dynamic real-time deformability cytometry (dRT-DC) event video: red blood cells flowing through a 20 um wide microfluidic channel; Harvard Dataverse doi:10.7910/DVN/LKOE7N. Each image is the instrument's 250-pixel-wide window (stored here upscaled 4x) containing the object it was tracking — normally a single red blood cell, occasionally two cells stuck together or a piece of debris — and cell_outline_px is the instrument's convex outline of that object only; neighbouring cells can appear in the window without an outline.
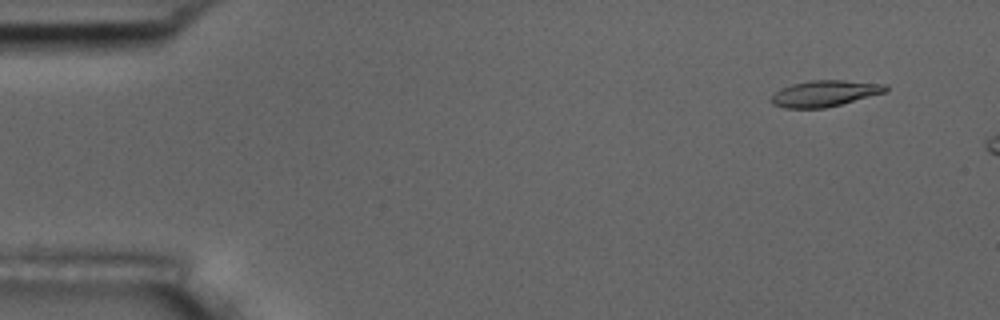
{"species": "common noctule bat (a hibernating species)", "species_latin": "Nyctalus noctula", "temperature_condition": "room temperature", "stored_images_in_passage": 4, "camera_frame_rate_fps": 3000, "um_per_image_px": 0.085, "animal": {"sex": "male", "body_mass_g": 17.5, "forearm_length_mm": 52.3}, "frame": {"image": 1, "passage_image": 2, "time_ms": 1.333, "image_size_px": [1000, 320], "cell_outline_px": [[888, 88], [884, 92], [840, 104], [824, 108], [784, 108], [772, 104], [772, 96], [780, 88], [792, 84], [812, 80], [844, 80], [888, 84]], "centroid_in_image_um": [70.09, 7.93], "position_along_channel_um": 14.9, "area_um2": 17.22}}